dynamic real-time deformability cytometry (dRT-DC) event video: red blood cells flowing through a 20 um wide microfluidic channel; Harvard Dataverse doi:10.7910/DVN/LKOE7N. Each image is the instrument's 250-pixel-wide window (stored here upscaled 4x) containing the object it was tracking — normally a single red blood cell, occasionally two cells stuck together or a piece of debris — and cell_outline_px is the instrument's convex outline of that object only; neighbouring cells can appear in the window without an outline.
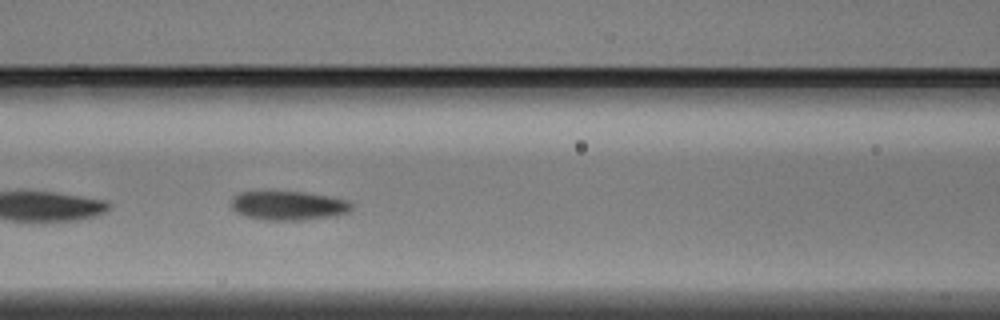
{"species": "Egyptian fruit bat (a non-hibernating species)", "species_latin": "Rousettus aegyptiacus", "temperature_condition": "warm", "stored_images_in_passage": 22, "camera_frame_rate_fps": 3000, "um_per_image_px": 0.085, "animal": {"sex": "male"}, "frame": {"image": 1, "passage_image": 19, "time_ms": 6.0, "image_size_px": [1000, 320], "cell_outline_px": [[352, 208], [348, 212], [336, 216], [304, 220], [264, 220], [244, 216], [236, 212], [232, 208], [232, 196], [240, 192], [304, 192], [328, 196], [348, 200], [352, 204]], "centroid_in_image_um": [24.52, 17.48], "position_along_channel_um": 142.1, "area_um2": 20.46}}